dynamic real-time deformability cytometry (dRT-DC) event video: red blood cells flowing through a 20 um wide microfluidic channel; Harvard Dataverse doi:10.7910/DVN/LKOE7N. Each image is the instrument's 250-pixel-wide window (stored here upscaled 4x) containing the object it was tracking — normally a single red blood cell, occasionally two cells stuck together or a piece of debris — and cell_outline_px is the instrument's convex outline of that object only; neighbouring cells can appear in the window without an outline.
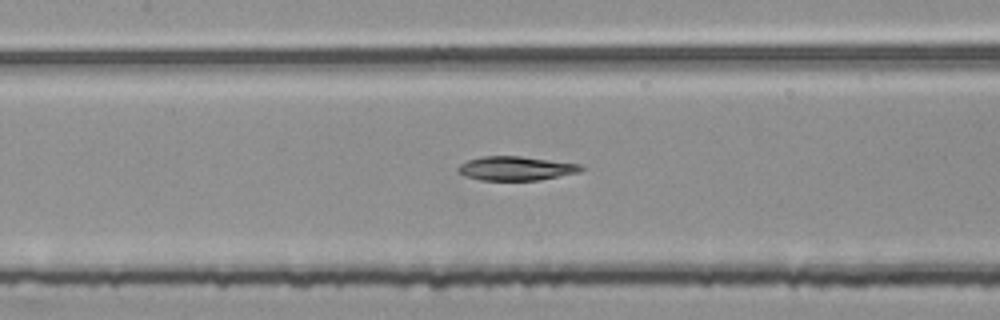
{"species": "common noctule bat (a hibernating species)", "species_latin": "Nyctalus noctula", "temperature_condition": "room temperature", "stored_images_in_passage": 54, "segment_of_instrument_passage": [2, 2], "camera_frame_rate_fps": 3000, "um_per_image_px": 0.085, "animal": {"sex": "female", "body_mass_g": 25.1}, "frame": {"image": 1, "passage_image": 25, "time_ms": 8.0, "image_size_px": [1000, 320], "cell_outline_px": [[584, 168], [580, 172], [540, 180], [480, 180], [464, 176], [456, 172], [456, 168], [460, 164], [468, 160], [480, 156], [520, 156], [584, 164]], "centroid_in_image_um": [43.85, 14.31], "position_along_channel_um": 163.6, "area_um2": 17.51}}
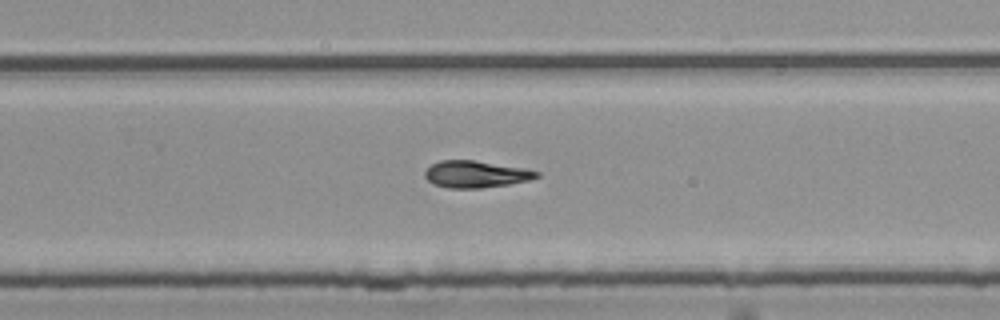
{"frame": {"image": 2, "passage_image": 35, "time_ms": 11.333, "image_size_px": [1000, 320], "cell_outline_px": [[540, 176], [528, 180], [508, 184], [480, 188], [448, 188], [432, 184], [424, 176], [424, 172], [432, 164], [440, 160], [476, 160], [528, 168], [540, 172]], "centroid_in_image_um": [40.46, 14.79], "position_along_channel_um": 289.3, "area_um2": 17.69}}
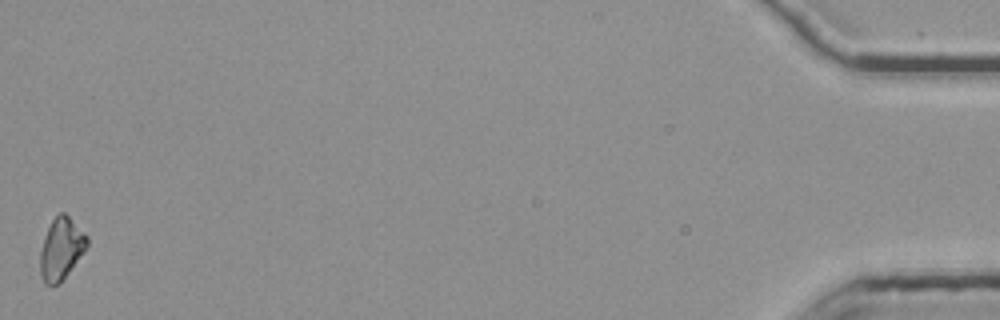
{"frame": {"image": 3, "passage_image": 54, "time_ms": 17.667, "image_size_px": [1000, 320], "cell_outline_px": [[88, 244], [84, 252], [64, 276], [56, 284], [44, 284], [40, 272], [40, 252], [44, 236], [52, 220], [60, 212], [64, 212], [88, 236]], "centroid_in_image_um": [5.19, 21.11], "position_along_channel_um": 430.0, "area_um2": 16.47}}